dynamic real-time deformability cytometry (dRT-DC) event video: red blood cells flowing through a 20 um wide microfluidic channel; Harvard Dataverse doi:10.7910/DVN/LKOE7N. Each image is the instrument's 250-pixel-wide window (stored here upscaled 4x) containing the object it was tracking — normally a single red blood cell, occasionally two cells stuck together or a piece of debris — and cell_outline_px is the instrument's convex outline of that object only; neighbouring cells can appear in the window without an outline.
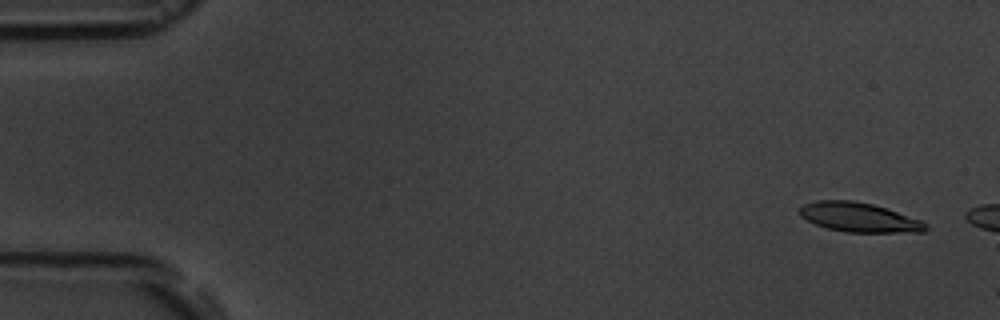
{"species": "common noctule bat (a hibernating species)", "species_latin": "Nyctalus noctula", "temperature_condition": "room temperature", "stored_images_in_passage": 3, "camera_frame_rate_fps": 3000, "um_per_image_px": 0.085, "animal": {"sex": "male", "body_mass_g": 19.5, "forearm_length_mm": 54.6}, "frame": {"image": 1, "passage_image": 1, "time_ms": 0.0, "image_size_px": [1000, 320], "cell_outline_px": [[928, 228], [924, 232], [844, 232], [828, 228], [816, 224], [800, 216], [800, 208], [804, 204], [816, 200], [852, 200], [872, 204], [924, 220], [928, 224]], "centroid_in_image_um": [73.07, 18.47], "position_along_channel_um": 11.9, "area_um2": 21.62}}